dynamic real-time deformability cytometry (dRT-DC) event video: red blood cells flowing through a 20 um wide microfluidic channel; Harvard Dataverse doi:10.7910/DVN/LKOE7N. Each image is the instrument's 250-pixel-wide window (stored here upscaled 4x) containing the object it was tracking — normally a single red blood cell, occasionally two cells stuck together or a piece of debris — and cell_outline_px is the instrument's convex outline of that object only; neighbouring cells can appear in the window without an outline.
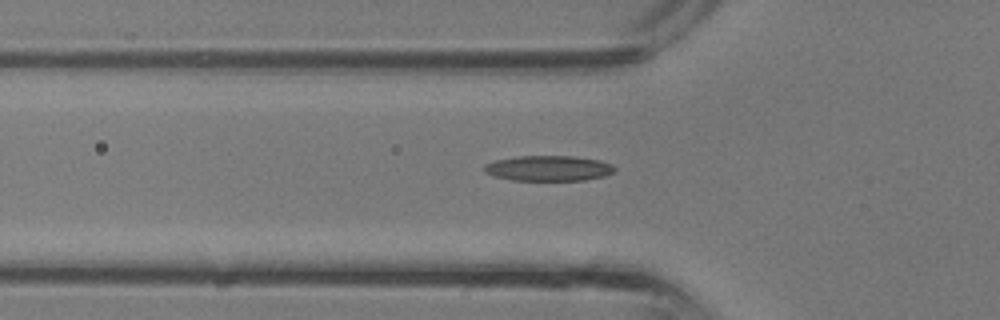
{"species": "common noctule bat (a hibernating species)", "species_latin": "Nyctalus noctula", "temperature_condition": "room temperature", "stored_images_in_passage": 32, "camera_frame_rate_fps": 3000, "um_per_image_px": 0.085, "animal": {"sex": "male", "body_mass_g": 13.3}, "frame": {"image": 1, "passage_image": 8, "time_ms": 2.333, "image_size_px": [1000, 320], "cell_outline_px": [[616, 168], [612, 172], [604, 176], [584, 180], [512, 180], [492, 176], [484, 172], [484, 164], [496, 160], [516, 156], [572, 156], [600, 160], [612, 164]], "centroid_in_image_um": [46.59, 14.3], "position_along_channel_um": 79.2, "area_um2": 19.31}}
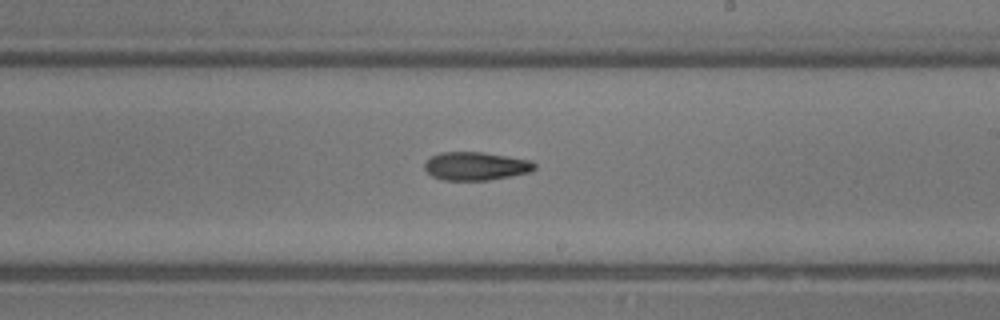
{"frame": {"image": 2, "passage_image": 17, "time_ms": 5.333, "image_size_px": [1000, 320], "cell_outline_px": [[536, 168], [532, 172], [488, 180], [444, 180], [432, 176], [424, 168], [424, 164], [432, 156], [440, 152], [484, 152], [532, 160], [536, 164]], "centroid_in_image_um": [40.49, 14.11], "position_along_channel_um": 248.5, "area_um2": 18.21}}
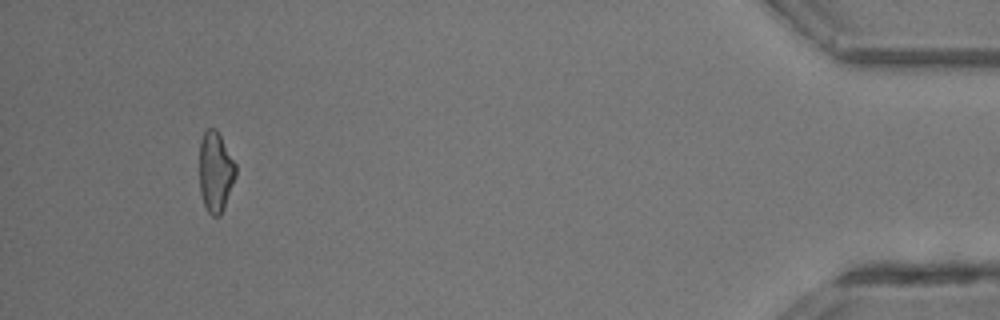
{"frame": {"image": 3, "passage_image": 30, "time_ms": 9.667, "image_size_px": [1000, 320], "cell_outline_px": [[236, 176], [224, 208], [220, 216], [212, 216], [208, 212], [204, 204], [200, 192], [200, 144], [204, 132], [208, 128], [216, 128], [236, 164]], "centroid_in_image_um": [18.33, 14.62], "position_along_channel_um": 416.9, "area_um2": 16.94}}